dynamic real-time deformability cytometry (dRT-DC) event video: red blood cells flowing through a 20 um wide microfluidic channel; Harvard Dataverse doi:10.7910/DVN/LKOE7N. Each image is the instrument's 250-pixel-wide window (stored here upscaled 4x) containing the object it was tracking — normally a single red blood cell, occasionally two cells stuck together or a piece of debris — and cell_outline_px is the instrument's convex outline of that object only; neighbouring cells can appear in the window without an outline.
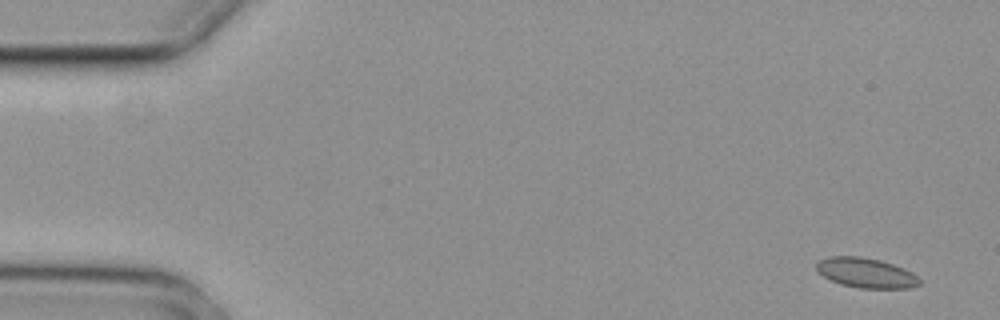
{"species": "common noctule bat (a hibernating species)", "species_latin": "Nyctalus noctula", "temperature_condition": "cold", "stored_images_in_passage": 4, "camera_frame_rate_fps": 3000, "um_per_image_px": 0.085, "animal": {"sex": "female", "body_mass_g": 29.2, "forearm_length_mm": 56.3}, "frame": {"image": 1, "passage_image": 1, "time_ms": 0.0, "image_size_px": [1000, 320], "cell_outline_px": [[920, 284], [908, 288], [860, 288], [840, 284], [824, 276], [816, 268], [816, 264], [820, 260], [828, 256], [860, 256], [880, 260], [904, 268], [912, 272], [920, 280]], "centroid_in_image_um": [73.61, 23.18], "position_along_channel_um": 11.4, "area_um2": 17.8}}